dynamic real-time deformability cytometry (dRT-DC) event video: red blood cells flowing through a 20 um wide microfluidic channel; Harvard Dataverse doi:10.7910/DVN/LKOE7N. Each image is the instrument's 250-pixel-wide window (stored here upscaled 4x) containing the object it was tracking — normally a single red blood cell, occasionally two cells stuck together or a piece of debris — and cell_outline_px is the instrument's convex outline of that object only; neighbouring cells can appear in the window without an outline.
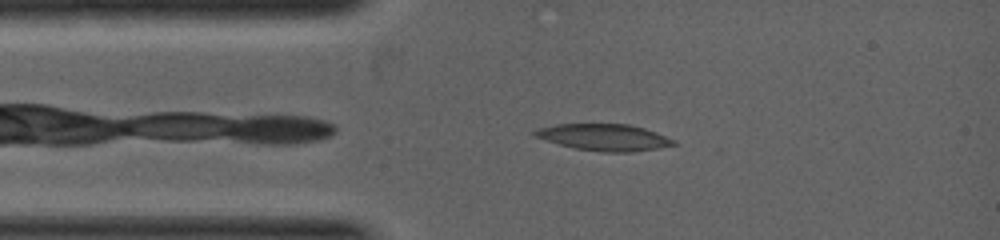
{"species": "common noctule bat (a hibernating species)", "species_latin": "Nyctalus noctula", "temperature_condition": "warm", "stored_images_in_passage": 6, "camera_frame_rate_fps": 5000, "um_per_image_px": 0.085, "animal": {"sex": "female", "body_mass_g": 19.0, "forearm_length_mm": 53.3}, "frame": {"image": 1, "passage_image": 3, "time_ms": 0.8, "image_size_px": [1000, 240], "cell_outline_px": [[680, 144], [632, 152], [600, 152], [576, 148], [560, 144], [532, 136], [532, 132], [536, 128], [556, 124], [628, 124], [644, 128], [656, 132], [676, 140]], "centroid_in_image_um": [51.35, 11.67], "position_along_channel_um": 33.6, "area_um2": 21.62}}
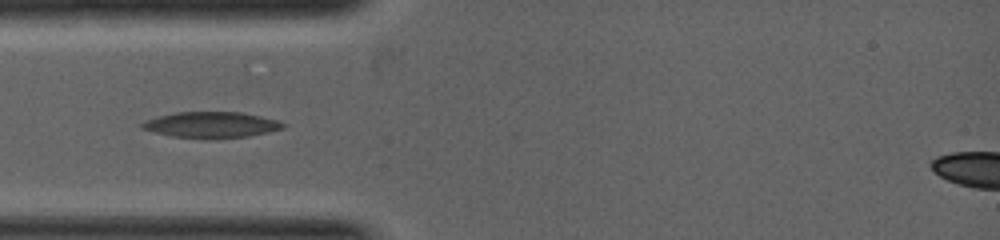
{"frame": {"image": 2, "passage_image": 5, "time_ms": 1.4, "image_size_px": [1000, 240], "cell_outline_px": [[288, 124], [284, 128], [268, 132], [248, 136], [172, 136], [140, 128], [140, 124], [156, 116], [176, 112], [240, 112], [260, 116], [276, 120]], "centroid_in_image_um": [17.98, 10.56], "position_along_channel_um": 67.0, "area_um2": 20.4}}
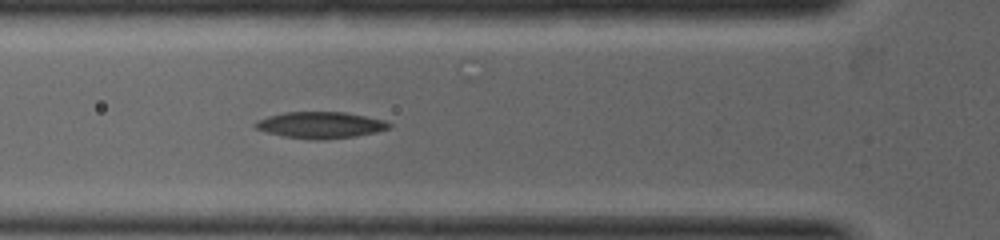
{"frame": {"image": 3, "passage_image": 6, "time_ms": 1.8, "image_size_px": [1000, 240], "cell_outline_px": [[392, 124], [388, 128], [376, 132], [356, 136], [324, 140], [316, 140], [284, 136], [268, 132], [256, 128], [252, 124], [256, 120], [268, 116], [284, 112], [344, 112], [384, 120]], "centroid_in_image_um": [27.22, 10.63], "position_along_channel_um": 98.6, "area_um2": 20.52}}